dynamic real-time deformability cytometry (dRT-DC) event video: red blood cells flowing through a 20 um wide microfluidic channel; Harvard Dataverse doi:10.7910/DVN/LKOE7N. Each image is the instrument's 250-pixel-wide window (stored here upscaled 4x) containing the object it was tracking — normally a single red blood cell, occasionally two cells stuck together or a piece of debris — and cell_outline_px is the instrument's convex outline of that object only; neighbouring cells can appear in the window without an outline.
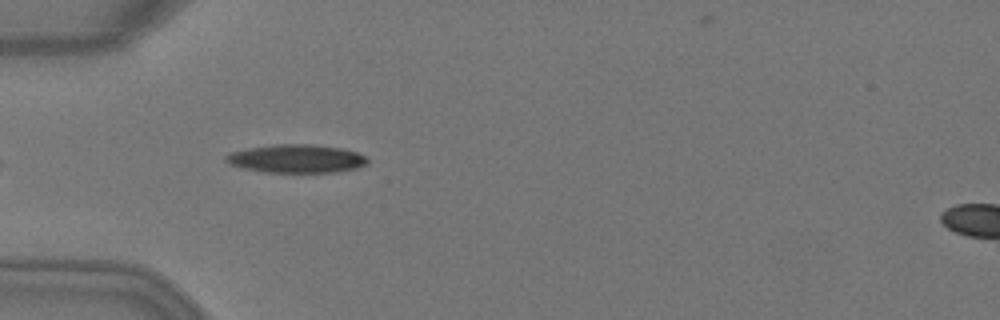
{"species": "Egyptian fruit bat (a non-hibernating species)", "species_latin": "Rousettus aegyptiacus", "temperature_condition": "warm", "stored_images_in_passage": 5, "camera_frame_rate_fps": 3000, "um_per_image_px": 0.085, "animal": {"sex": "female"}, "frame": {"image": 1, "passage_image": 3, "time_ms": 0.667, "image_size_px": [1000, 320], "cell_outline_px": [[368, 164], [356, 168], [336, 172], [264, 172], [240, 168], [224, 160], [224, 156], [228, 152], [248, 148], [276, 144], [312, 144], [344, 148], [368, 156]], "centroid_in_image_um": [25.2, 13.48], "position_along_channel_um": 59.8, "area_um2": 23.64}}
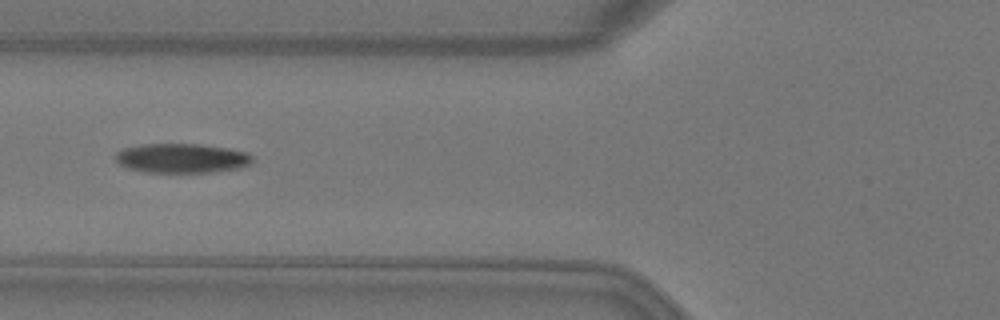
{"frame": {"image": 2, "passage_image": 4, "time_ms": 1.0, "image_size_px": [1000, 320], "cell_outline_px": [[252, 160], [248, 164], [240, 168], [212, 172], [144, 172], [128, 168], [120, 164], [116, 160], [116, 152], [124, 148], [140, 144], [200, 144], [228, 148], [248, 152], [252, 156]], "centroid_in_image_um": [15.45, 13.44], "position_along_channel_um": 110.4, "area_um2": 23.47}}